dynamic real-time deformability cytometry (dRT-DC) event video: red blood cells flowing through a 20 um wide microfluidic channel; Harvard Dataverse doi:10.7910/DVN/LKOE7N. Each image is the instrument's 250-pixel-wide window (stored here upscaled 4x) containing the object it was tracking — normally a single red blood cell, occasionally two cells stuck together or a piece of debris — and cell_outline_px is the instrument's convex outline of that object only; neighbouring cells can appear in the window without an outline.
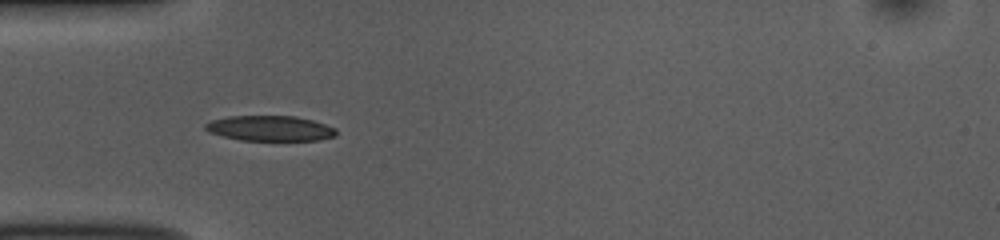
{"species": "common noctule bat (a hibernating species)", "species_latin": "Nyctalus noctula", "temperature_condition": "room temperature", "stored_images_in_passage": 23, "camera_frame_rate_fps": 3000, "um_per_image_px": 0.085, "animal": {"sex": "female", "body_mass_g": 10.0, "forearm_length_mm": 53.1}, "frame": {"image": 1, "passage_image": 4, "time_ms": 1.0, "image_size_px": [1000, 240], "cell_outline_px": [[336, 136], [320, 140], [240, 140], [208, 132], [204, 128], [204, 124], [212, 120], [228, 116], [296, 116], [312, 120], [336, 128]], "centroid_in_image_um": [22.95, 10.9], "position_along_channel_um": 62.1, "area_um2": 19.25}}
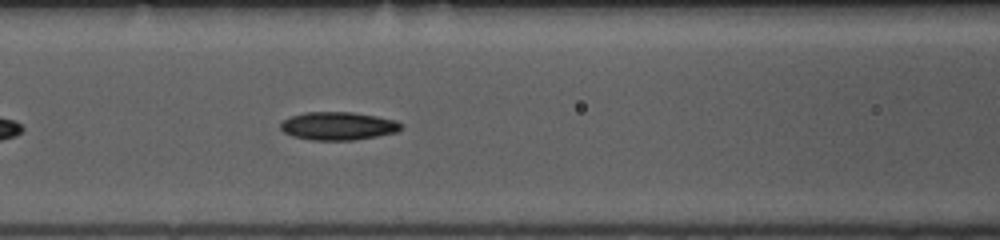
{"frame": {"image": 2, "passage_image": 10, "time_ms": 3.0, "image_size_px": [1000, 240], "cell_outline_px": [[400, 128], [396, 132], [376, 136], [352, 140], [312, 140], [292, 136], [284, 132], [280, 128], [280, 124], [288, 116], [304, 112], [352, 112], [376, 116], [396, 120], [400, 124]], "centroid_in_image_um": [28.68, 10.7], "position_along_channel_um": 137.9, "area_um2": 19.65}}
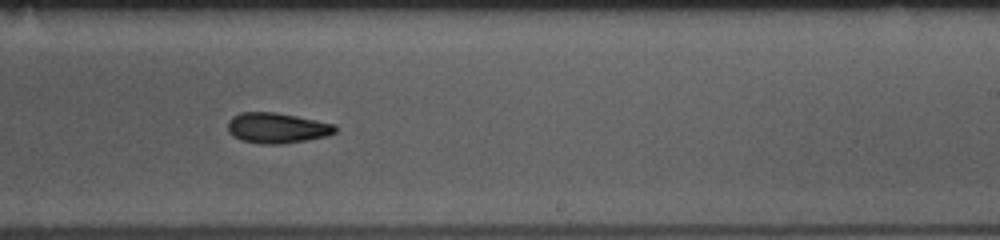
{"frame": {"image": 3, "passage_image": 20, "time_ms": 6.333, "image_size_px": [1000, 240], "cell_outline_px": [[336, 132], [328, 136], [280, 144], [260, 144], [240, 140], [228, 132], [228, 120], [232, 116], [240, 112], [276, 112], [336, 124]], "centroid_in_image_um": [23.52, 10.87], "position_along_channel_um": 265.5, "area_um2": 19.13}}